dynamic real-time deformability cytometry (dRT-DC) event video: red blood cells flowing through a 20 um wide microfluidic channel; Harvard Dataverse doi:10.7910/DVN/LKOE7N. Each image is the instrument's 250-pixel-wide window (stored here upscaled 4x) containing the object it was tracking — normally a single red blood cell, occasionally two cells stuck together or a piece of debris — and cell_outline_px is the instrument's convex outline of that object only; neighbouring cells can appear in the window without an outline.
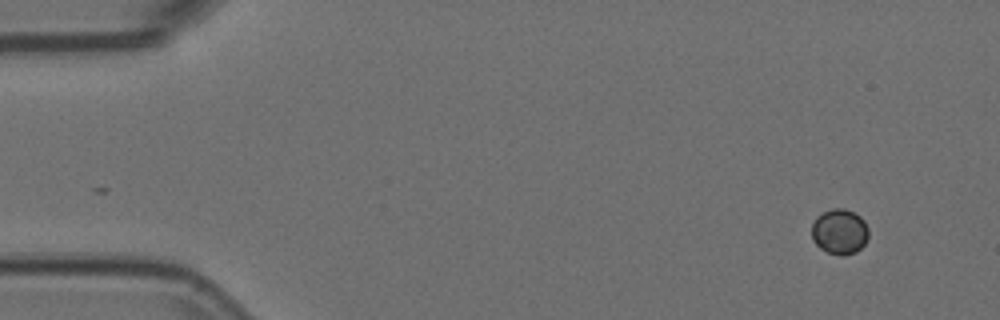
{"species": "Egyptian fruit bat (a non-hibernating species)", "species_latin": "Rousettus aegyptiacus", "temperature_condition": "room temperature", "stored_images_in_passage": 3, "camera_frame_rate_fps": 3000, "um_per_image_px": 0.085, "animal": {"sex": "female"}, "frame": {"image": 1, "passage_image": 1, "time_ms": 0.0, "image_size_px": [1000, 320], "cell_outline_px": [[868, 236], [864, 244], [856, 252], [844, 256], [840, 256], [828, 252], [820, 248], [812, 240], [812, 224], [816, 216], [832, 208], [844, 208], [860, 216], [864, 220], [868, 228]], "centroid_in_image_um": [71.36, 19.69], "position_along_channel_um": 13.6, "area_um2": 15.09}}